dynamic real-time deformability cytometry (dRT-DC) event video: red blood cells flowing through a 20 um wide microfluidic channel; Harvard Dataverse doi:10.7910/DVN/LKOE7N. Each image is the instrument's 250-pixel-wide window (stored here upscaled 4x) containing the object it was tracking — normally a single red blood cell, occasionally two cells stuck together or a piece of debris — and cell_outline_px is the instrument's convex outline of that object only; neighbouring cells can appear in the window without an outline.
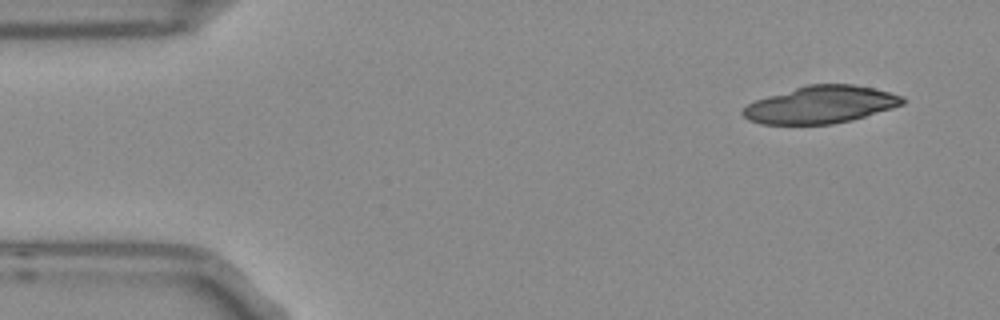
{"species": "Egyptian fruit bat (a non-hibernating species)", "species_latin": "Rousettus aegyptiacus", "temperature_condition": "room temperature", "stored_images_in_passage": 4, "segment_of_instrument_passage": [2, 2], "camera_frame_rate_fps": 3000, "um_per_image_px": 0.085, "frame": {"image": 1, "passage_image": 4, "time_ms": 1.0, "image_size_px": [1000, 320], "cell_outline_px": [[904, 104], [892, 108], [852, 120], [832, 124], [760, 124], [748, 120], [740, 112], [748, 104], [756, 100], [768, 96], [808, 84], [852, 84], [872, 88], [904, 96]], "centroid_in_image_um": [69.75, 8.9], "position_along_channel_um": 15.2, "area_um2": 34.51}}